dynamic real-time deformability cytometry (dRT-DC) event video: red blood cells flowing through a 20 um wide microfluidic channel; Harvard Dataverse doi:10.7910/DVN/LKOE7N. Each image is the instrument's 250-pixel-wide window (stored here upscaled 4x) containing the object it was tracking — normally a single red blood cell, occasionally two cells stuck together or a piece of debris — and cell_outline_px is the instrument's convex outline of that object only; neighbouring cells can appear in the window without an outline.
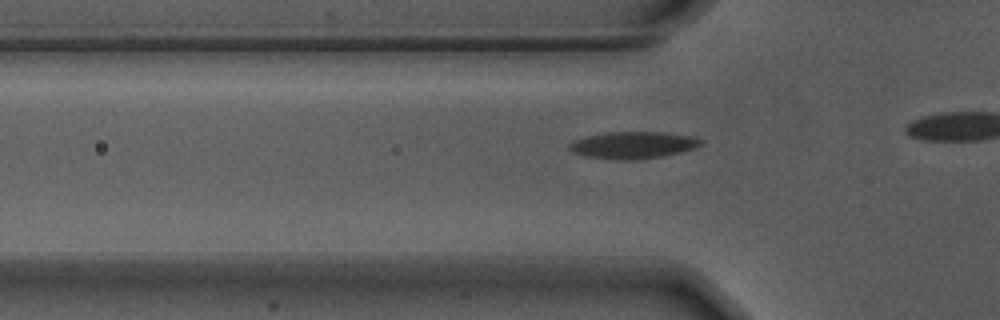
{"species": "Egyptian fruit bat (a non-hibernating species)", "species_latin": "Rousettus aegyptiacus", "temperature_condition": "warm", "stored_images_in_passage": 12, "camera_frame_rate_fps": 3000, "um_per_image_px": 0.085, "animal": {"sex": "male"}, "frame": {"image": 1, "passage_image": 6, "time_ms": 1.667, "image_size_px": [1000, 320], "cell_outline_px": [[704, 144], [696, 148], [680, 152], [660, 156], [624, 160], [588, 156], [572, 152], [568, 148], [568, 144], [572, 140], [588, 136], [608, 132], [660, 132], [692, 136], [704, 140]], "centroid_in_image_um": [53.83, 12.31], "position_along_channel_um": 72.0, "area_um2": 20.4}}
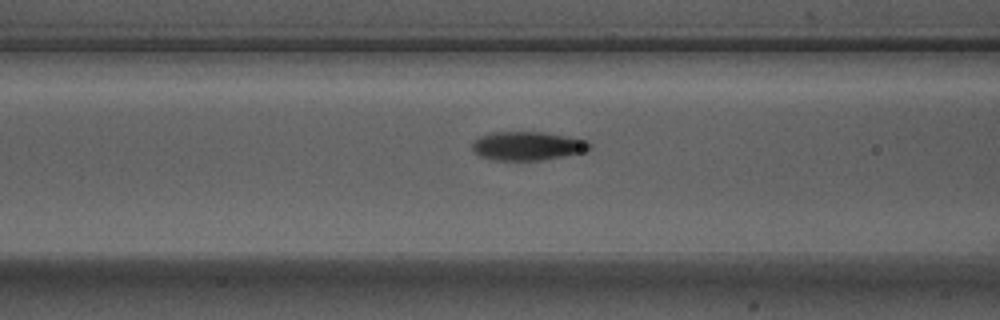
{"frame": {"image": 2, "passage_image": 10, "time_ms": 3.0, "image_size_px": [1000, 320], "cell_outline_px": [[592, 148], [584, 152], [540, 160], [496, 160], [480, 156], [472, 152], [472, 140], [480, 136], [492, 132], [544, 132], [568, 136], [584, 140], [592, 144]], "centroid_in_image_um": [44.81, 12.4], "position_along_channel_um": 121.8, "area_um2": 19.71}}